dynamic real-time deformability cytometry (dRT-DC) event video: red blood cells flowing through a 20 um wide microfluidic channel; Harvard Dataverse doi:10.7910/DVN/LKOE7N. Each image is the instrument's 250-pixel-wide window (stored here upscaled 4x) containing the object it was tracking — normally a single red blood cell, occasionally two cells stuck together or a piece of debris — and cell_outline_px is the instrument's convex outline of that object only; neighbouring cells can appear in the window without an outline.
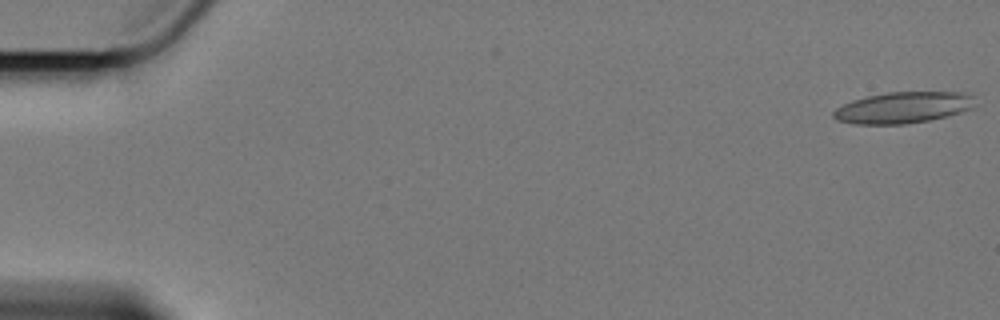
{"species": "Egyptian fruit bat (a non-hibernating species)", "species_latin": "Rousettus aegyptiacus", "temperature_condition": "cold", "stored_images_in_passage": 59, "camera_frame_rate_fps": 3000, "um_per_image_px": 0.085, "animal": {"sex": "female"}, "frame": {"image": 1, "passage_image": 1, "time_ms": 0.0, "image_size_px": [1000, 320], "cell_outline_px": [[972, 108], [948, 116], [928, 120], [904, 124], [852, 124], [836, 120], [832, 116], [832, 112], [836, 108], [852, 100], [868, 96], [888, 92], [960, 92], [972, 96]], "centroid_in_image_um": [76.69, 9.15], "position_along_channel_um": 8.3, "area_um2": 25.61}}
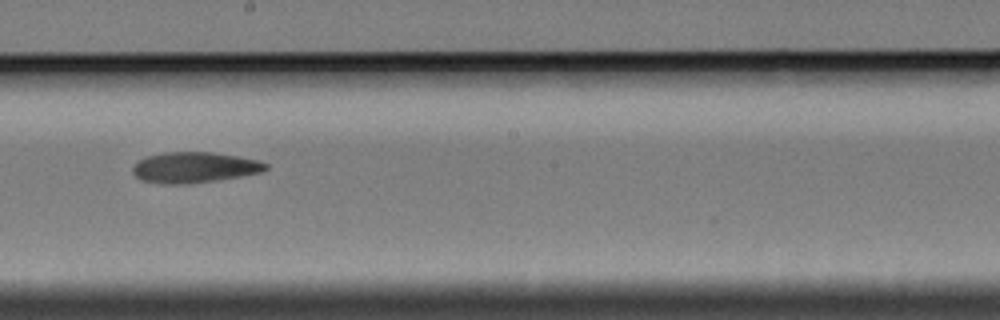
{"frame": {"image": 2, "passage_image": 34, "time_ms": 11.0, "image_size_px": [1000, 320], "cell_outline_px": [[268, 168], [260, 172], [240, 176], [216, 180], [188, 184], [160, 184], [140, 180], [132, 172], [132, 168], [140, 160], [148, 156], [164, 152], [212, 152], [236, 156], [256, 160], [268, 164]], "centroid_in_image_um": [16.49, 14.24], "position_along_channel_um": 231.7, "area_um2": 23.64}}
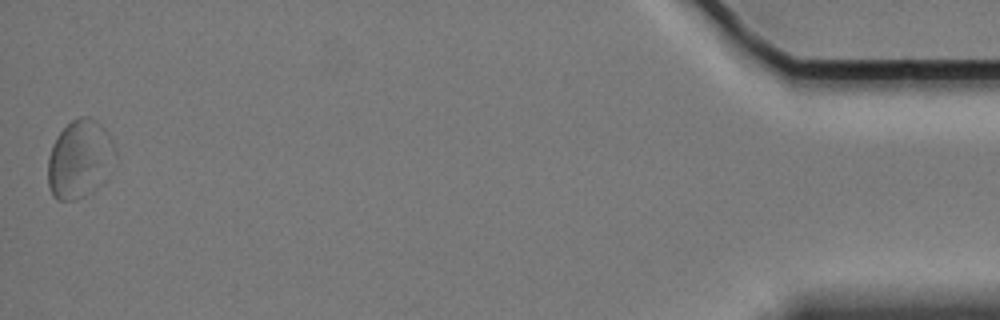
{"frame": {"image": 3, "passage_image": 59, "time_ms": 19.333, "image_size_px": [1000, 320], "cell_outline_px": [[116, 164], [108, 180], [92, 192], [84, 196], [72, 200], [56, 200], [52, 196], [48, 184], [48, 156], [52, 144], [56, 136], [72, 120], [80, 116], [88, 116], [100, 124], [104, 128], [112, 140], [116, 148]], "centroid_in_image_um": [6.82, 13.55], "position_along_channel_um": 428.4, "area_um2": 31.5}}